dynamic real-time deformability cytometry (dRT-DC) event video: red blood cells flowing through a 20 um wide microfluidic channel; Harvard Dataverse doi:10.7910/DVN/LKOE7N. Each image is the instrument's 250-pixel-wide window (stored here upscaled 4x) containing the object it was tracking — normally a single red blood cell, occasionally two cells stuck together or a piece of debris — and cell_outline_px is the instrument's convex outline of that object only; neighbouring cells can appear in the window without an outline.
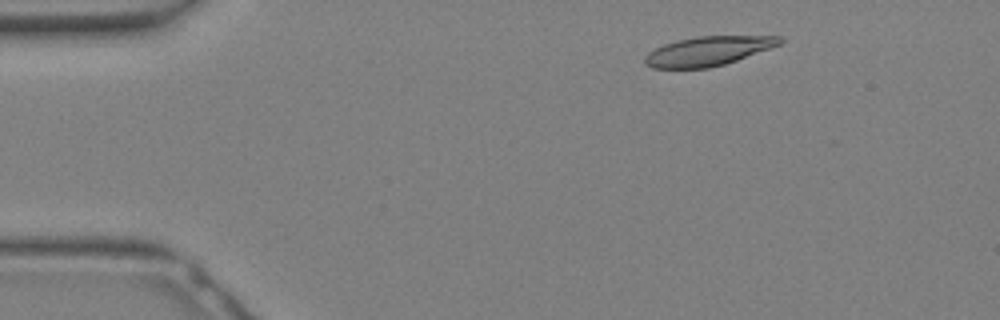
{"species": "Egyptian fruit bat (a non-hibernating species)", "species_latin": "Rousettus aegyptiacus", "temperature_condition": "warm", "stored_images_in_passage": 29, "camera_frame_rate_fps": 3000, "um_per_image_px": 0.085, "animal": {"sex": "female"}, "frame": {"image": 1, "passage_image": 3, "time_ms": 0.667, "image_size_px": [1000, 320], "cell_outline_px": [[784, 40], [780, 44], [736, 60], [724, 64], [708, 68], [652, 68], [644, 64], [644, 56], [648, 52], [664, 44], [676, 40], [696, 36], [780, 36]], "centroid_in_image_um": [60.13, 4.34], "position_along_channel_um": 24.9, "area_um2": 22.89}}
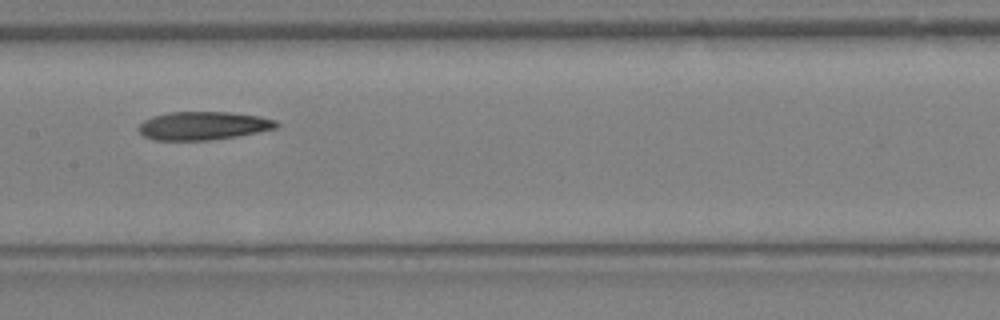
{"frame": {"image": 2, "passage_image": 14, "time_ms": 4.333, "image_size_px": [1000, 320], "cell_outline_px": [[280, 124], [276, 128], [236, 136], [208, 140], [156, 140], [144, 136], [136, 128], [144, 120], [152, 116], [168, 112], [232, 112], [260, 116], [276, 120]], "centroid_in_image_um": [17.26, 10.67], "position_along_channel_um": 190.1, "area_um2": 22.72}}
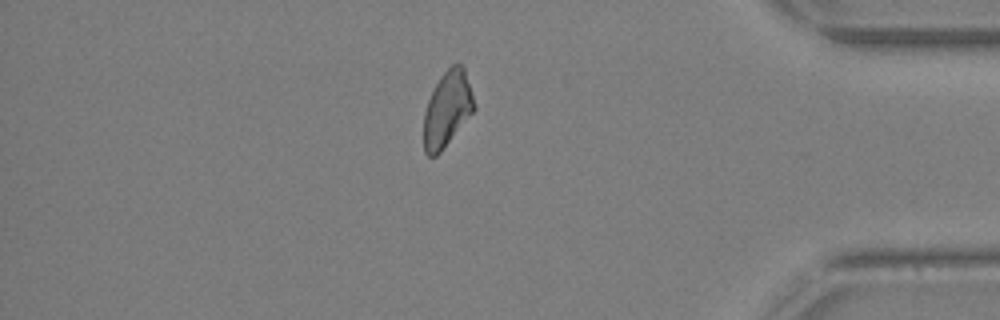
{"frame": {"image": 3, "passage_image": 25, "time_ms": 8.0, "image_size_px": [1000, 320], "cell_outline_px": [[476, 108], [440, 152], [436, 156], [428, 156], [424, 152], [424, 112], [428, 100], [440, 76], [452, 64], [460, 64], [464, 68]], "centroid_in_image_um": [38.0, 9.28], "position_along_channel_um": 397.2, "area_um2": 21.73}}